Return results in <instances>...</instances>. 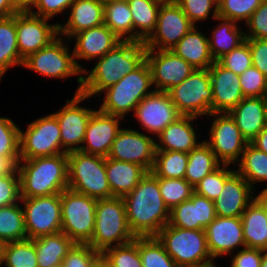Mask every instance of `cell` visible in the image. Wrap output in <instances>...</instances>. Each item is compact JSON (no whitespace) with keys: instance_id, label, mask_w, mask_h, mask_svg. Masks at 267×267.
Returning a JSON list of instances; mask_svg holds the SVG:
<instances>
[{"instance_id":"6da1fadb","label":"cell","mask_w":267,"mask_h":267,"mask_svg":"<svg viewBox=\"0 0 267 267\" xmlns=\"http://www.w3.org/2000/svg\"><path fill=\"white\" fill-rule=\"evenodd\" d=\"M127 222L135 237L156 236L169 223L170 210L166 206L157 177L152 172L123 197Z\"/></svg>"},{"instance_id":"7a4b0ae2","label":"cell","mask_w":267,"mask_h":267,"mask_svg":"<svg viewBox=\"0 0 267 267\" xmlns=\"http://www.w3.org/2000/svg\"><path fill=\"white\" fill-rule=\"evenodd\" d=\"M144 42L122 40L103 57L96 59L94 67L82 72L83 95L90 99L98 96L106 88L116 84L123 76L136 69L144 60Z\"/></svg>"},{"instance_id":"3957f363","label":"cell","mask_w":267,"mask_h":267,"mask_svg":"<svg viewBox=\"0 0 267 267\" xmlns=\"http://www.w3.org/2000/svg\"><path fill=\"white\" fill-rule=\"evenodd\" d=\"M20 196L34 198L62 193L68 189L67 153L21 159Z\"/></svg>"},{"instance_id":"277c9868","label":"cell","mask_w":267,"mask_h":267,"mask_svg":"<svg viewBox=\"0 0 267 267\" xmlns=\"http://www.w3.org/2000/svg\"><path fill=\"white\" fill-rule=\"evenodd\" d=\"M154 90L151 70L144 60L136 69L98 95V102L102 100L98 109L125 119L127 115L133 114L138 103Z\"/></svg>"},{"instance_id":"5b68a950","label":"cell","mask_w":267,"mask_h":267,"mask_svg":"<svg viewBox=\"0 0 267 267\" xmlns=\"http://www.w3.org/2000/svg\"><path fill=\"white\" fill-rule=\"evenodd\" d=\"M135 238L127 222L124 199H98L93 236L87 244L102 254L108 248L123 245Z\"/></svg>"},{"instance_id":"8992f818","label":"cell","mask_w":267,"mask_h":267,"mask_svg":"<svg viewBox=\"0 0 267 267\" xmlns=\"http://www.w3.org/2000/svg\"><path fill=\"white\" fill-rule=\"evenodd\" d=\"M69 44L71 42L68 39L58 35L44 48L29 54L23 60L22 67L45 78L60 81L77 76L76 83L78 85L74 94H78L82 89V71L75 63Z\"/></svg>"},{"instance_id":"52a82bcc","label":"cell","mask_w":267,"mask_h":267,"mask_svg":"<svg viewBox=\"0 0 267 267\" xmlns=\"http://www.w3.org/2000/svg\"><path fill=\"white\" fill-rule=\"evenodd\" d=\"M68 157V189L94 199L111 198L105 157L74 151Z\"/></svg>"},{"instance_id":"ba28073f","label":"cell","mask_w":267,"mask_h":267,"mask_svg":"<svg viewBox=\"0 0 267 267\" xmlns=\"http://www.w3.org/2000/svg\"><path fill=\"white\" fill-rule=\"evenodd\" d=\"M156 237L178 267H191L212 258L205 230L181 229L168 223Z\"/></svg>"},{"instance_id":"9c48e42d","label":"cell","mask_w":267,"mask_h":267,"mask_svg":"<svg viewBox=\"0 0 267 267\" xmlns=\"http://www.w3.org/2000/svg\"><path fill=\"white\" fill-rule=\"evenodd\" d=\"M168 94L182 116L207 117L212 113L213 92L208 69H195Z\"/></svg>"},{"instance_id":"30bf717a","label":"cell","mask_w":267,"mask_h":267,"mask_svg":"<svg viewBox=\"0 0 267 267\" xmlns=\"http://www.w3.org/2000/svg\"><path fill=\"white\" fill-rule=\"evenodd\" d=\"M97 199L70 189L61 193V232L74 243L87 244L95 225Z\"/></svg>"},{"instance_id":"8fae6325","label":"cell","mask_w":267,"mask_h":267,"mask_svg":"<svg viewBox=\"0 0 267 267\" xmlns=\"http://www.w3.org/2000/svg\"><path fill=\"white\" fill-rule=\"evenodd\" d=\"M205 118L211 119V123H208L211 125L207 133L209 138L204 137V141L222 165L236 166L248 143L235 120L229 113H211Z\"/></svg>"},{"instance_id":"7c38bea8","label":"cell","mask_w":267,"mask_h":267,"mask_svg":"<svg viewBox=\"0 0 267 267\" xmlns=\"http://www.w3.org/2000/svg\"><path fill=\"white\" fill-rule=\"evenodd\" d=\"M60 132L53 113L27 123L26 129H20V159L63 154Z\"/></svg>"},{"instance_id":"4fadbf2b","label":"cell","mask_w":267,"mask_h":267,"mask_svg":"<svg viewBox=\"0 0 267 267\" xmlns=\"http://www.w3.org/2000/svg\"><path fill=\"white\" fill-rule=\"evenodd\" d=\"M28 239L61 232V193L50 196L21 197Z\"/></svg>"},{"instance_id":"5bb4252c","label":"cell","mask_w":267,"mask_h":267,"mask_svg":"<svg viewBox=\"0 0 267 267\" xmlns=\"http://www.w3.org/2000/svg\"><path fill=\"white\" fill-rule=\"evenodd\" d=\"M89 99L82 93L73 94L72 98L65 100V105L53 113L61 130V147L64 153L80 151L82 147L89 119L96 110L90 106L87 108L86 104L82 105L85 101L89 103Z\"/></svg>"},{"instance_id":"9a60e30c","label":"cell","mask_w":267,"mask_h":267,"mask_svg":"<svg viewBox=\"0 0 267 267\" xmlns=\"http://www.w3.org/2000/svg\"><path fill=\"white\" fill-rule=\"evenodd\" d=\"M129 128L122 127L118 132L106 158L135 163L151 172L155 161L156 138L137 128Z\"/></svg>"},{"instance_id":"2e32d148","label":"cell","mask_w":267,"mask_h":267,"mask_svg":"<svg viewBox=\"0 0 267 267\" xmlns=\"http://www.w3.org/2000/svg\"><path fill=\"white\" fill-rule=\"evenodd\" d=\"M180 116L168 92L154 90L138 103L130 117L141 126L138 130L156 138Z\"/></svg>"},{"instance_id":"e0dca14e","label":"cell","mask_w":267,"mask_h":267,"mask_svg":"<svg viewBox=\"0 0 267 267\" xmlns=\"http://www.w3.org/2000/svg\"><path fill=\"white\" fill-rule=\"evenodd\" d=\"M176 3H162L155 31L144 42L146 49L171 50L193 27Z\"/></svg>"},{"instance_id":"ac0fdd59","label":"cell","mask_w":267,"mask_h":267,"mask_svg":"<svg viewBox=\"0 0 267 267\" xmlns=\"http://www.w3.org/2000/svg\"><path fill=\"white\" fill-rule=\"evenodd\" d=\"M50 21L30 11L16 13L18 50L23 59L44 48L59 35L58 24Z\"/></svg>"},{"instance_id":"d6986e66","label":"cell","mask_w":267,"mask_h":267,"mask_svg":"<svg viewBox=\"0 0 267 267\" xmlns=\"http://www.w3.org/2000/svg\"><path fill=\"white\" fill-rule=\"evenodd\" d=\"M147 61L155 90L168 92L179 85L195 70L171 50L146 49Z\"/></svg>"},{"instance_id":"ffe728a7","label":"cell","mask_w":267,"mask_h":267,"mask_svg":"<svg viewBox=\"0 0 267 267\" xmlns=\"http://www.w3.org/2000/svg\"><path fill=\"white\" fill-rule=\"evenodd\" d=\"M69 41L74 43L72 51L75 63L83 72L85 67L80 63V60L85 61V64H88L87 61L94 62L96 59L103 57L108 51L113 49L122 41V39H120L109 27L102 24L74 34Z\"/></svg>"},{"instance_id":"44dd1931","label":"cell","mask_w":267,"mask_h":267,"mask_svg":"<svg viewBox=\"0 0 267 267\" xmlns=\"http://www.w3.org/2000/svg\"><path fill=\"white\" fill-rule=\"evenodd\" d=\"M204 230L212 258H226L246 247L241 217L216 216Z\"/></svg>"},{"instance_id":"7402d4cb","label":"cell","mask_w":267,"mask_h":267,"mask_svg":"<svg viewBox=\"0 0 267 267\" xmlns=\"http://www.w3.org/2000/svg\"><path fill=\"white\" fill-rule=\"evenodd\" d=\"M123 120V117L104 113L97 108L89 119L80 151L107 157L113 141L123 127Z\"/></svg>"},{"instance_id":"603a6c76","label":"cell","mask_w":267,"mask_h":267,"mask_svg":"<svg viewBox=\"0 0 267 267\" xmlns=\"http://www.w3.org/2000/svg\"><path fill=\"white\" fill-rule=\"evenodd\" d=\"M208 70L213 92L212 113H229L245 98L239 75L225 69L217 61Z\"/></svg>"},{"instance_id":"cb8c5ba5","label":"cell","mask_w":267,"mask_h":267,"mask_svg":"<svg viewBox=\"0 0 267 267\" xmlns=\"http://www.w3.org/2000/svg\"><path fill=\"white\" fill-rule=\"evenodd\" d=\"M257 192L235 170L224 182L218 198L214 200L216 216L241 217Z\"/></svg>"},{"instance_id":"d4e9b609","label":"cell","mask_w":267,"mask_h":267,"mask_svg":"<svg viewBox=\"0 0 267 267\" xmlns=\"http://www.w3.org/2000/svg\"><path fill=\"white\" fill-rule=\"evenodd\" d=\"M216 218L214 201L195 192L170 210L169 224L181 229L204 230Z\"/></svg>"},{"instance_id":"484cf974","label":"cell","mask_w":267,"mask_h":267,"mask_svg":"<svg viewBox=\"0 0 267 267\" xmlns=\"http://www.w3.org/2000/svg\"><path fill=\"white\" fill-rule=\"evenodd\" d=\"M197 120V117L181 115L156 137V150L189 153L204 141L199 140L200 133L194 126Z\"/></svg>"},{"instance_id":"4316f807","label":"cell","mask_w":267,"mask_h":267,"mask_svg":"<svg viewBox=\"0 0 267 267\" xmlns=\"http://www.w3.org/2000/svg\"><path fill=\"white\" fill-rule=\"evenodd\" d=\"M66 16L67 21L56 23L59 35L69 40L82 30L104 24V0H75Z\"/></svg>"},{"instance_id":"83f0119b","label":"cell","mask_w":267,"mask_h":267,"mask_svg":"<svg viewBox=\"0 0 267 267\" xmlns=\"http://www.w3.org/2000/svg\"><path fill=\"white\" fill-rule=\"evenodd\" d=\"M245 246L267 250L266 193H257L241 215Z\"/></svg>"},{"instance_id":"f1b7e54d","label":"cell","mask_w":267,"mask_h":267,"mask_svg":"<svg viewBox=\"0 0 267 267\" xmlns=\"http://www.w3.org/2000/svg\"><path fill=\"white\" fill-rule=\"evenodd\" d=\"M229 114L243 138L251 143L267 125L266 97H245Z\"/></svg>"},{"instance_id":"f546056e","label":"cell","mask_w":267,"mask_h":267,"mask_svg":"<svg viewBox=\"0 0 267 267\" xmlns=\"http://www.w3.org/2000/svg\"><path fill=\"white\" fill-rule=\"evenodd\" d=\"M193 26L190 31L171 49L195 69H209L215 62L209 49L206 31Z\"/></svg>"},{"instance_id":"4dcf8cb0","label":"cell","mask_w":267,"mask_h":267,"mask_svg":"<svg viewBox=\"0 0 267 267\" xmlns=\"http://www.w3.org/2000/svg\"><path fill=\"white\" fill-rule=\"evenodd\" d=\"M107 179L111 197H124L129 194L147 174V170L135 163L105 157Z\"/></svg>"},{"instance_id":"1f68e13d","label":"cell","mask_w":267,"mask_h":267,"mask_svg":"<svg viewBox=\"0 0 267 267\" xmlns=\"http://www.w3.org/2000/svg\"><path fill=\"white\" fill-rule=\"evenodd\" d=\"M214 29L208 36L209 49L212 58L218 61L221 57L228 54L234 48L245 41V32L238 23L230 19L216 17ZM219 22V23H217Z\"/></svg>"},{"instance_id":"d6a6232c","label":"cell","mask_w":267,"mask_h":267,"mask_svg":"<svg viewBox=\"0 0 267 267\" xmlns=\"http://www.w3.org/2000/svg\"><path fill=\"white\" fill-rule=\"evenodd\" d=\"M236 166L235 170L257 193V185L266 183L265 188H262L259 193H267V154L265 152L248 143Z\"/></svg>"},{"instance_id":"836d02e7","label":"cell","mask_w":267,"mask_h":267,"mask_svg":"<svg viewBox=\"0 0 267 267\" xmlns=\"http://www.w3.org/2000/svg\"><path fill=\"white\" fill-rule=\"evenodd\" d=\"M133 19V41L145 42L155 31L162 2L158 0H127Z\"/></svg>"},{"instance_id":"e575fe53","label":"cell","mask_w":267,"mask_h":267,"mask_svg":"<svg viewBox=\"0 0 267 267\" xmlns=\"http://www.w3.org/2000/svg\"><path fill=\"white\" fill-rule=\"evenodd\" d=\"M16 35V14L0 18V82L5 73L14 67H22Z\"/></svg>"},{"instance_id":"d590c367","label":"cell","mask_w":267,"mask_h":267,"mask_svg":"<svg viewBox=\"0 0 267 267\" xmlns=\"http://www.w3.org/2000/svg\"><path fill=\"white\" fill-rule=\"evenodd\" d=\"M74 244L63 232L35 238L38 267L62 264Z\"/></svg>"},{"instance_id":"8d00e7d4","label":"cell","mask_w":267,"mask_h":267,"mask_svg":"<svg viewBox=\"0 0 267 267\" xmlns=\"http://www.w3.org/2000/svg\"><path fill=\"white\" fill-rule=\"evenodd\" d=\"M221 165L209 145L203 141L188 153V165L184 178L195 187L205 176Z\"/></svg>"},{"instance_id":"74e56055","label":"cell","mask_w":267,"mask_h":267,"mask_svg":"<svg viewBox=\"0 0 267 267\" xmlns=\"http://www.w3.org/2000/svg\"><path fill=\"white\" fill-rule=\"evenodd\" d=\"M104 24L120 39L133 41V19L127 0H104Z\"/></svg>"},{"instance_id":"f35d334b","label":"cell","mask_w":267,"mask_h":267,"mask_svg":"<svg viewBox=\"0 0 267 267\" xmlns=\"http://www.w3.org/2000/svg\"><path fill=\"white\" fill-rule=\"evenodd\" d=\"M1 267H38L35 239L1 244Z\"/></svg>"},{"instance_id":"ab89813d","label":"cell","mask_w":267,"mask_h":267,"mask_svg":"<svg viewBox=\"0 0 267 267\" xmlns=\"http://www.w3.org/2000/svg\"><path fill=\"white\" fill-rule=\"evenodd\" d=\"M27 238L21 203L0 208V244Z\"/></svg>"},{"instance_id":"60d3db41","label":"cell","mask_w":267,"mask_h":267,"mask_svg":"<svg viewBox=\"0 0 267 267\" xmlns=\"http://www.w3.org/2000/svg\"><path fill=\"white\" fill-rule=\"evenodd\" d=\"M188 165V153L156 150L151 172L161 178H184Z\"/></svg>"},{"instance_id":"b9f144b4","label":"cell","mask_w":267,"mask_h":267,"mask_svg":"<svg viewBox=\"0 0 267 267\" xmlns=\"http://www.w3.org/2000/svg\"><path fill=\"white\" fill-rule=\"evenodd\" d=\"M142 267H178L156 236L138 237Z\"/></svg>"},{"instance_id":"7bdbcfd3","label":"cell","mask_w":267,"mask_h":267,"mask_svg":"<svg viewBox=\"0 0 267 267\" xmlns=\"http://www.w3.org/2000/svg\"><path fill=\"white\" fill-rule=\"evenodd\" d=\"M157 180L161 196L169 210L189 200L194 193V187L185 178L157 177Z\"/></svg>"},{"instance_id":"ee69618b","label":"cell","mask_w":267,"mask_h":267,"mask_svg":"<svg viewBox=\"0 0 267 267\" xmlns=\"http://www.w3.org/2000/svg\"><path fill=\"white\" fill-rule=\"evenodd\" d=\"M101 256L113 267H142L138 237L123 245L108 248Z\"/></svg>"},{"instance_id":"f6af8a7d","label":"cell","mask_w":267,"mask_h":267,"mask_svg":"<svg viewBox=\"0 0 267 267\" xmlns=\"http://www.w3.org/2000/svg\"><path fill=\"white\" fill-rule=\"evenodd\" d=\"M263 0H220L218 16L238 24L246 23Z\"/></svg>"},{"instance_id":"bcb514c9","label":"cell","mask_w":267,"mask_h":267,"mask_svg":"<svg viewBox=\"0 0 267 267\" xmlns=\"http://www.w3.org/2000/svg\"><path fill=\"white\" fill-rule=\"evenodd\" d=\"M176 3L194 26H200L209 18L214 20L218 17V2L216 0H177Z\"/></svg>"},{"instance_id":"7dc6e473","label":"cell","mask_w":267,"mask_h":267,"mask_svg":"<svg viewBox=\"0 0 267 267\" xmlns=\"http://www.w3.org/2000/svg\"><path fill=\"white\" fill-rule=\"evenodd\" d=\"M235 171V167L221 165L211 174L205 176L195 187L194 192L214 201L221 193L225 180Z\"/></svg>"},{"instance_id":"c3c4849f","label":"cell","mask_w":267,"mask_h":267,"mask_svg":"<svg viewBox=\"0 0 267 267\" xmlns=\"http://www.w3.org/2000/svg\"><path fill=\"white\" fill-rule=\"evenodd\" d=\"M0 156H20V127L4 116H0Z\"/></svg>"},{"instance_id":"681fc988","label":"cell","mask_w":267,"mask_h":267,"mask_svg":"<svg viewBox=\"0 0 267 267\" xmlns=\"http://www.w3.org/2000/svg\"><path fill=\"white\" fill-rule=\"evenodd\" d=\"M217 62L225 69L237 75L242 74L252 66V55L248 42L245 40L238 47L221 57Z\"/></svg>"},{"instance_id":"f907efd6","label":"cell","mask_w":267,"mask_h":267,"mask_svg":"<svg viewBox=\"0 0 267 267\" xmlns=\"http://www.w3.org/2000/svg\"><path fill=\"white\" fill-rule=\"evenodd\" d=\"M244 97H266L267 77L253 65L239 75Z\"/></svg>"},{"instance_id":"816d5d0a","label":"cell","mask_w":267,"mask_h":267,"mask_svg":"<svg viewBox=\"0 0 267 267\" xmlns=\"http://www.w3.org/2000/svg\"><path fill=\"white\" fill-rule=\"evenodd\" d=\"M100 255L88 244L75 243L65 256L62 264L64 267H96Z\"/></svg>"},{"instance_id":"f5cc1de1","label":"cell","mask_w":267,"mask_h":267,"mask_svg":"<svg viewBox=\"0 0 267 267\" xmlns=\"http://www.w3.org/2000/svg\"><path fill=\"white\" fill-rule=\"evenodd\" d=\"M245 38L267 39V0H263L244 24Z\"/></svg>"},{"instance_id":"db71d44e","label":"cell","mask_w":267,"mask_h":267,"mask_svg":"<svg viewBox=\"0 0 267 267\" xmlns=\"http://www.w3.org/2000/svg\"><path fill=\"white\" fill-rule=\"evenodd\" d=\"M74 1L75 0H38L37 4L30 12L42 18L54 20L57 15H67Z\"/></svg>"},{"instance_id":"11a10c76","label":"cell","mask_w":267,"mask_h":267,"mask_svg":"<svg viewBox=\"0 0 267 267\" xmlns=\"http://www.w3.org/2000/svg\"><path fill=\"white\" fill-rule=\"evenodd\" d=\"M20 199L19 175L0 176V208L19 203Z\"/></svg>"},{"instance_id":"9f6ffc18","label":"cell","mask_w":267,"mask_h":267,"mask_svg":"<svg viewBox=\"0 0 267 267\" xmlns=\"http://www.w3.org/2000/svg\"><path fill=\"white\" fill-rule=\"evenodd\" d=\"M262 249L244 247L230 254L228 260L230 261L229 267H260L262 260Z\"/></svg>"},{"instance_id":"6f0895ef","label":"cell","mask_w":267,"mask_h":267,"mask_svg":"<svg viewBox=\"0 0 267 267\" xmlns=\"http://www.w3.org/2000/svg\"><path fill=\"white\" fill-rule=\"evenodd\" d=\"M252 55V65L267 77V39L245 38Z\"/></svg>"},{"instance_id":"680465c9","label":"cell","mask_w":267,"mask_h":267,"mask_svg":"<svg viewBox=\"0 0 267 267\" xmlns=\"http://www.w3.org/2000/svg\"><path fill=\"white\" fill-rule=\"evenodd\" d=\"M20 156H0V176L19 175Z\"/></svg>"},{"instance_id":"91938a15","label":"cell","mask_w":267,"mask_h":267,"mask_svg":"<svg viewBox=\"0 0 267 267\" xmlns=\"http://www.w3.org/2000/svg\"><path fill=\"white\" fill-rule=\"evenodd\" d=\"M19 12L15 5L14 0H0V18L12 16Z\"/></svg>"},{"instance_id":"94428289","label":"cell","mask_w":267,"mask_h":267,"mask_svg":"<svg viewBox=\"0 0 267 267\" xmlns=\"http://www.w3.org/2000/svg\"><path fill=\"white\" fill-rule=\"evenodd\" d=\"M251 144L267 154V125L258 133Z\"/></svg>"},{"instance_id":"6125c7cd","label":"cell","mask_w":267,"mask_h":267,"mask_svg":"<svg viewBox=\"0 0 267 267\" xmlns=\"http://www.w3.org/2000/svg\"><path fill=\"white\" fill-rule=\"evenodd\" d=\"M37 2L38 0H14V5L19 12H29Z\"/></svg>"},{"instance_id":"be15d7a7","label":"cell","mask_w":267,"mask_h":267,"mask_svg":"<svg viewBox=\"0 0 267 267\" xmlns=\"http://www.w3.org/2000/svg\"><path fill=\"white\" fill-rule=\"evenodd\" d=\"M191 267H221V266H217V262L215 258H211L207 261L201 262V263H197Z\"/></svg>"},{"instance_id":"e7e4bbea","label":"cell","mask_w":267,"mask_h":267,"mask_svg":"<svg viewBox=\"0 0 267 267\" xmlns=\"http://www.w3.org/2000/svg\"><path fill=\"white\" fill-rule=\"evenodd\" d=\"M96 267H113L109 262H107L101 255L97 259Z\"/></svg>"},{"instance_id":"03108f58","label":"cell","mask_w":267,"mask_h":267,"mask_svg":"<svg viewBox=\"0 0 267 267\" xmlns=\"http://www.w3.org/2000/svg\"><path fill=\"white\" fill-rule=\"evenodd\" d=\"M260 267H267V250H263Z\"/></svg>"},{"instance_id":"003e7915","label":"cell","mask_w":267,"mask_h":267,"mask_svg":"<svg viewBox=\"0 0 267 267\" xmlns=\"http://www.w3.org/2000/svg\"><path fill=\"white\" fill-rule=\"evenodd\" d=\"M162 3H172V2H176L177 0H158Z\"/></svg>"},{"instance_id":"a7ac6f4b","label":"cell","mask_w":267,"mask_h":267,"mask_svg":"<svg viewBox=\"0 0 267 267\" xmlns=\"http://www.w3.org/2000/svg\"><path fill=\"white\" fill-rule=\"evenodd\" d=\"M50 267H64L63 264H58V265H54V266H50Z\"/></svg>"},{"instance_id":"89a4df30","label":"cell","mask_w":267,"mask_h":267,"mask_svg":"<svg viewBox=\"0 0 267 267\" xmlns=\"http://www.w3.org/2000/svg\"><path fill=\"white\" fill-rule=\"evenodd\" d=\"M266 215H267V193H266Z\"/></svg>"},{"instance_id":"2644e50d","label":"cell","mask_w":267,"mask_h":267,"mask_svg":"<svg viewBox=\"0 0 267 267\" xmlns=\"http://www.w3.org/2000/svg\"><path fill=\"white\" fill-rule=\"evenodd\" d=\"M266 117H267V96H266Z\"/></svg>"}]
</instances>
